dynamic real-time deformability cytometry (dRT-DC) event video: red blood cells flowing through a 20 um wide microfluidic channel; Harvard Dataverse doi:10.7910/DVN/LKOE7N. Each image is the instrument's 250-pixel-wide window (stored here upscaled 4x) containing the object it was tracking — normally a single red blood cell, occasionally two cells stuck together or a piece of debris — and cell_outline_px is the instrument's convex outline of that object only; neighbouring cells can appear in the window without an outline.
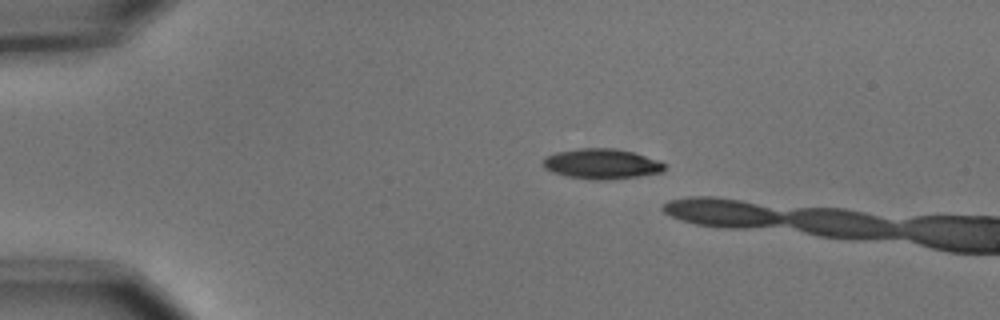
{"species": "common noctule bat (a hibernating species)", "species_latin": "Nyctalus noctula", "temperature_condition": "cold", "stored_images_in_passage": 3, "camera_frame_rate_fps": 3000, "um_per_image_px": 0.085, "animal": {"sex": "male", "body_mass_g": 15.6}, "frame": {"image": 1, "passage_image": 1, "time_ms": 0.0, "image_size_px": [1000, 320], "cell_outline_px": [[664, 168], [660, 172], [636, 176], [604, 180], [596, 180], [568, 176], [552, 172], [544, 168], [540, 164], [548, 156], [556, 152], [576, 148], [612, 148], [632, 152], [660, 160], [664, 164]], "centroid_in_image_um": [51.1, 13.92], "position_along_channel_um": 33.9, "area_um2": 21.15}}